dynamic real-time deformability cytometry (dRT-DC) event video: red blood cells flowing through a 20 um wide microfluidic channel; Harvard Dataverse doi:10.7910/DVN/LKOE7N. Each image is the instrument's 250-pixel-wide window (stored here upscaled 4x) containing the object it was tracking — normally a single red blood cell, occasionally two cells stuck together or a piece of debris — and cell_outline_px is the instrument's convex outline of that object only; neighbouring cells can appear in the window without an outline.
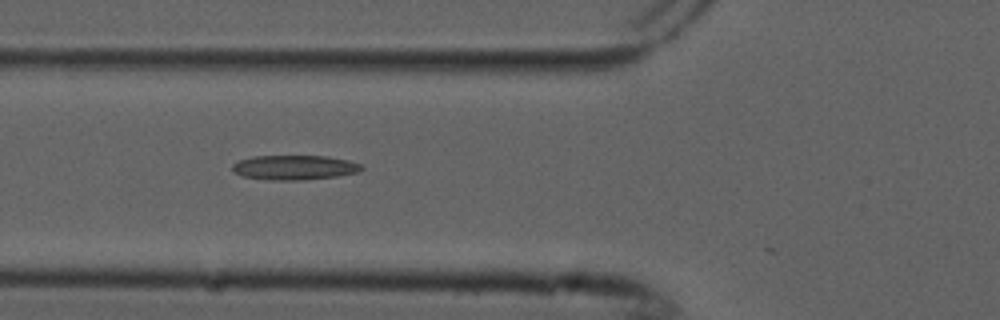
{"species": "common noctule bat (a hibernating species)", "species_latin": "Nyctalus noctula", "temperature_condition": "cold", "stored_images_in_passage": 5, "camera_frame_rate_fps": 3000, "um_per_image_px": 0.085, "animal": {"sex": "male", "forearm_length_mm": 52.5}, "frame": {"image": 1, "passage_image": 4, "time_ms": 1.0, "image_size_px": [1000, 320], "cell_outline_px": [[364, 168], [360, 172], [336, 176], [304, 180], [272, 180], [244, 176], [232, 172], [232, 164], [240, 160], [252, 156], [328, 156], [348, 160], [364, 164]], "centroid_in_image_um": [25.07, 14.23], "position_along_channel_um": 100.7, "area_um2": 18.67}}
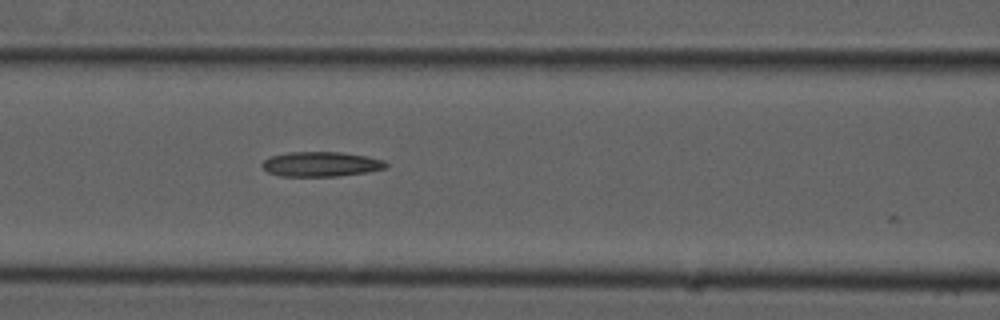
{"frame": {"image": 2, "passage_image": 5, "time_ms": 1.333, "image_size_px": [1000, 320], "cell_outline_px": [[388, 168], [368, 172], [336, 176], [280, 176], [268, 172], [260, 164], [264, 160], [272, 156], [288, 152], [340, 152], [364, 156], [384, 160], [388, 164]], "centroid_in_image_um": [27.3, 13.95], "position_along_channel_um": 139.3, "area_um2": 17.86}}